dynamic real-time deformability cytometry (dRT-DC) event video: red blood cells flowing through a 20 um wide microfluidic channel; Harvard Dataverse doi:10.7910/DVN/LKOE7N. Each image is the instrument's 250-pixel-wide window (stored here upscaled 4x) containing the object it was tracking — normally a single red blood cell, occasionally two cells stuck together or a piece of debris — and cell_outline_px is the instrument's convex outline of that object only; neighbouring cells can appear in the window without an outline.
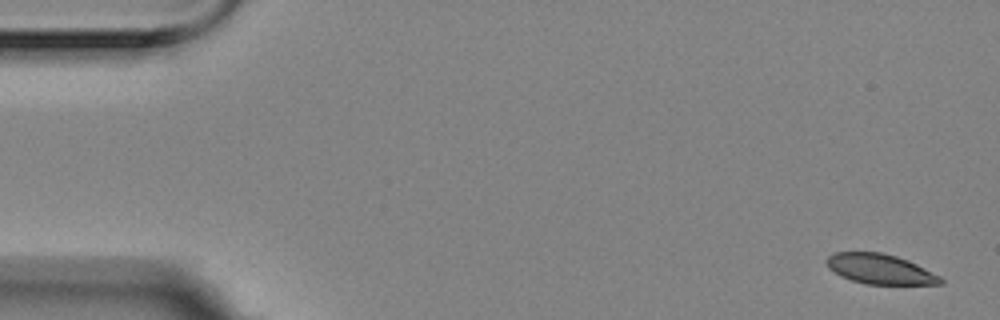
{"species": "Egyptian fruit bat (a non-hibernating species)", "species_latin": "Rousettus aegyptiacus", "temperature_condition": "room temperature", "stored_images_in_passage": 6, "segment_of_instrument_passage": [1, 2], "camera_frame_rate_fps": 3000, "um_per_image_px": 0.085, "animal": {"sex": "female"}, "frame": {"image": 1, "passage_image": 1, "time_ms": 0.0, "image_size_px": [1000, 320], "cell_outline_px": [[944, 284], [864, 284], [840, 276], [828, 268], [824, 260], [828, 256], [836, 252], [880, 252], [896, 256], [908, 260], [940, 276], [944, 280]], "centroid_in_image_um": [74.78, 22.87], "position_along_channel_um": 10.2, "area_um2": 19.94}}
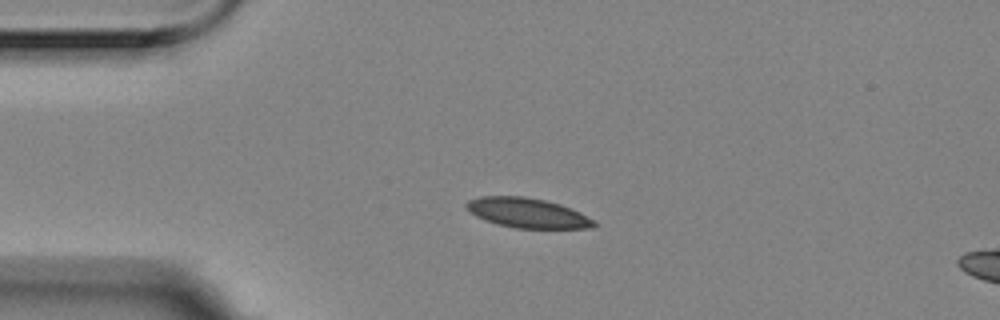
{"frame": {"image": 2, "passage_image": 4, "time_ms": 1.0, "image_size_px": [1000, 320], "cell_outline_px": [[600, 224], [596, 228], [516, 228], [484, 220], [468, 212], [464, 208], [464, 204], [468, 200], [480, 196], [524, 196], [544, 200], [560, 204], [580, 212]], "centroid_in_image_um": [44.82, 18.09], "position_along_channel_um": 40.2, "area_um2": 22.31}}